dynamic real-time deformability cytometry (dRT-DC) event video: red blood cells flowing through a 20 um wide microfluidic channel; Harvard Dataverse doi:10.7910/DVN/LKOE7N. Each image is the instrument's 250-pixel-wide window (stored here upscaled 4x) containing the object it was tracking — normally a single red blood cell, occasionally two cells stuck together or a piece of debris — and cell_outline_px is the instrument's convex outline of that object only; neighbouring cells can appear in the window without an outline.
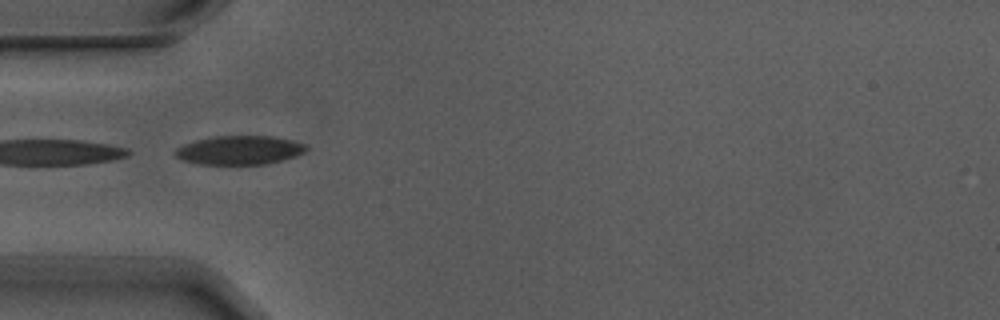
{"species": "Egyptian fruit bat (a non-hibernating species)", "species_latin": "Rousettus aegyptiacus", "temperature_condition": "warm", "stored_images_in_passage": 6, "camera_frame_rate_fps": 3000, "um_per_image_px": 0.085, "animal": {"sex": "male"}, "frame": {"image": 1, "passage_image": 3, "time_ms": 0.667, "image_size_px": [1000, 320], "cell_outline_px": [[308, 148], [304, 152], [296, 156], [268, 164], [196, 164], [184, 160], [176, 156], [172, 152], [176, 148], [184, 144], [196, 140], [216, 136], [272, 136], [292, 140], [308, 144]], "centroid_in_image_um": [20.37, 12.76], "position_along_channel_um": 64.6, "area_um2": 22.14}}
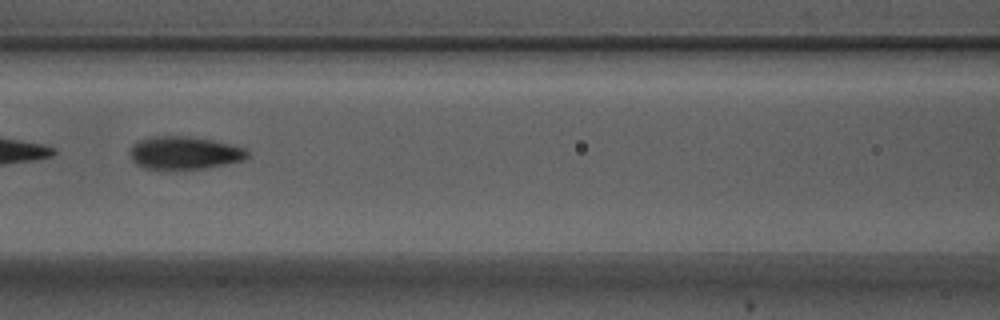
{"frame": {"image": 2, "passage_image": 5, "time_ms": 1.333, "image_size_px": [1000, 320], "cell_outline_px": [[248, 156], [244, 160], [228, 164], [208, 168], [168, 172], [160, 172], [144, 168], [136, 164], [132, 160], [132, 144], [140, 140], [156, 136], [188, 136], [212, 140], [244, 148], [248, 152]], "centroid_in_image_um": [15.65, 13.05], "position_along_channel_um": 150.9, "area_um2": 23.12}}
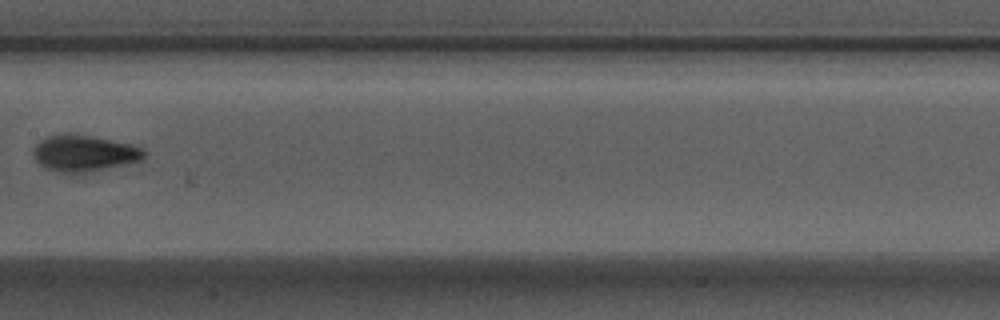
{"frame": {"image": 3, "passage_image": 6, "time_ms": 1.667, "image_size_px": [1000, 320], "cell_outline_px": [[148, 156], [144, 160], [88, 172], [60, 172], [48, 168], [40, 164], [32, 156], [32, 148], [40, 140], [48, 136], [64, 132], [92, 136], [132, 144], [144, 148], [148, 152]], "centroid_in_image_um": [7.19, 13.0], "position_along_channel_um": 200.2, "area_um2": 23.76}}